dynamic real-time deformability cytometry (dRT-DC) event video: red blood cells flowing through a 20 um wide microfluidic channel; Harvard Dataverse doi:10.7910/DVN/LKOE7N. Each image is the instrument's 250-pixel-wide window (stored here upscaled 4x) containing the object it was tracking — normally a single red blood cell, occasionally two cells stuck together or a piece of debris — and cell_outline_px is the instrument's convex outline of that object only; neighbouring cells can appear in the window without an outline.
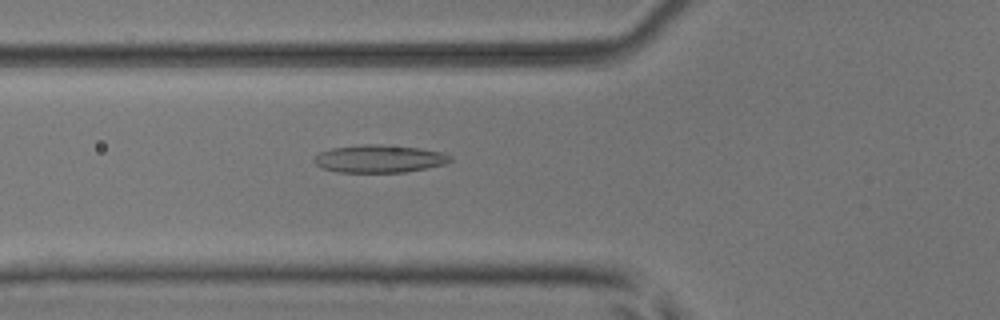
{"species": "common noctule bat (a hibernating species)", "species_latin": "Nyctalus noctula", "temperature_condition": "room temperature", "stored_images_in_passage": 52, "camera_frame_rate_fps": 3000, "um_per_image_px": 0.085, "animal": {"sex": "male", "body_mass_g": 17.9, "forearm_length_mm": 54.2}, "frame": {"image": 1, "passage_image": 19, "time_ms": 6.0, "image_size_px": [1000, 320], "cell_outline_px": [[452, 160], [448, 164], [404, 172], [336, 172], [320, 168], [312, 160], [320, 152], [332, 148], [364, 144], [376, 144], [420, 148], [440, 152], [452, 156]], "centroid_in_image_um": [32.24, 13.5], "position_along_channel_um": 93.6, "area_um2": 22.02}}
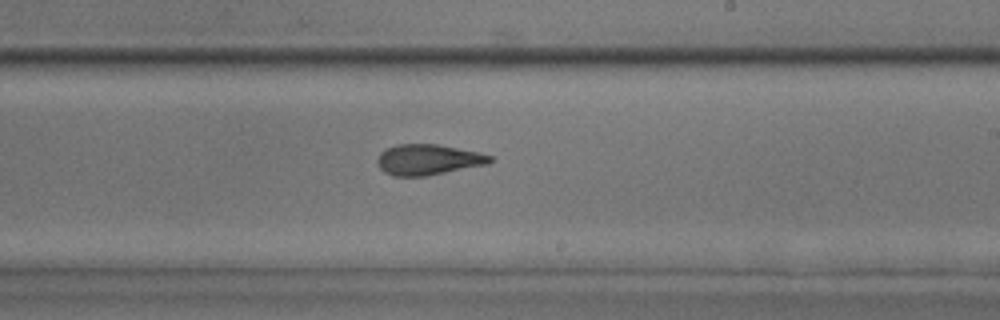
{"frame": {"image": 2, "passage_image": 31, "time_ms": 10.0, "image_size_px": [1000, 320], "cell_outline_px": [[492, 160], [488, 164], [428, 176], [392, 176], [384, 172], [380, 168], [376, 160], [380, 152], [384, 148], [396, 144], [436, 144], [480, 152], [492, 156]], "centroid_in_image_um": [36.36, 13.57], "position_along_channel_um": 252.6, "area_um2": 20.35}}
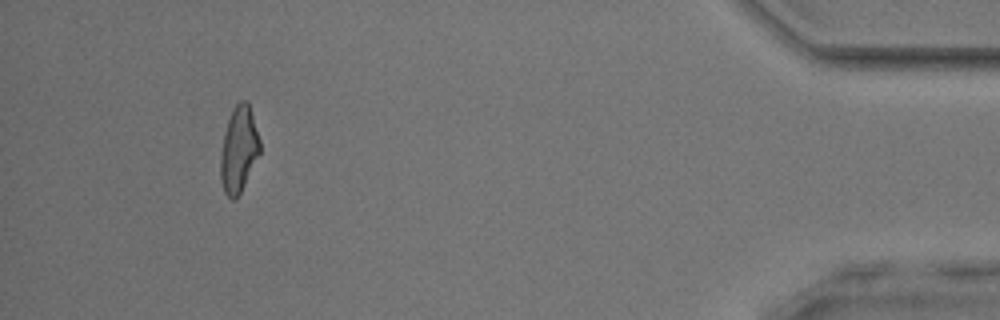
{"frame": {"image": 3, "passage_image": 48, "time_ms": 15.667, "image_size_px": [1000, 320], "cell_outline_px": [[260, 152], [236, 200], [232, 200], [224, 192], [220, 180], [220, 156], [224, 132], [232, 108], [240, 100], [248, 100], [260, 140]], "centroid_in_image_um": [20.28, 12.68], "position_along_channel_um": 414.9, "area_um2": 19.71}, "authors_computed_cell_mechanics": {"area_um2": 20.4034, "velocity_mm_per_s": 3.9788, "shape_relaxation_time_tau1_ms": 6.5064, "shape_relaxation_time_tau2_ms": 1.1929, "deformation_change_tau1": 0.1842, "deformation_change_tau2": 0.0966}}